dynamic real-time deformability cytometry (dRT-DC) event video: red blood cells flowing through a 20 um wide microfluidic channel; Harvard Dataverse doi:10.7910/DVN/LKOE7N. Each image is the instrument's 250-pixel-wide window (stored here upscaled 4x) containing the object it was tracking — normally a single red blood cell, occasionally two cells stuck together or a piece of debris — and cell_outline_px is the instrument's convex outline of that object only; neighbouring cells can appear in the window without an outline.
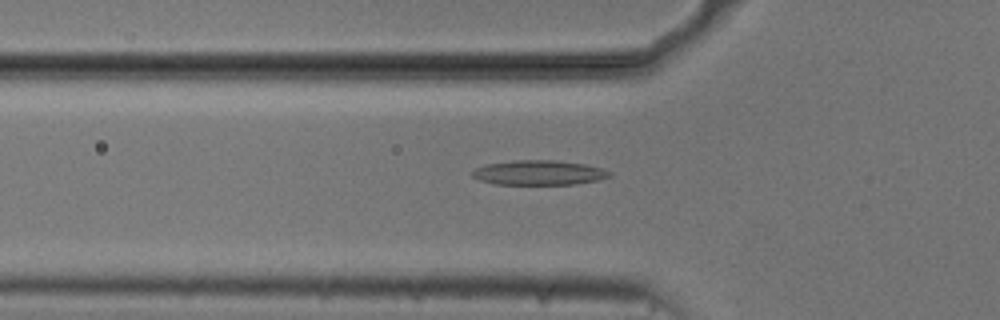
{"species": "common noctule bat (a hibernating species)", "species_latin": "Nyctalus noctula", "temperature_condition": "cold", "stored_images_in_passage": 11, "camera_frame_rate_fps": 3000, "um_per_image_px": 0.085, "animal": {"sex": "male", "body_mass_g": 20.5, "forearm_length_mm": 52.5}, "frame": {"image": 1, "passage_image": 10, "time_ms": 3.0, "image_size_px": [1000, 320], "cell_outline_px": [[612, 176], [596, 180], [576, 184], [492, 184], [480, 180], [472, 176], [472, 172], [476, 168], [488, 164], [516, 160], [556, 160], [584, 164], [600, 168], [612, 172]], "centroid_in_image_um": [45.81, 14.68], "position_along_channel_um": 80.0, "area_um2": 19.59}}